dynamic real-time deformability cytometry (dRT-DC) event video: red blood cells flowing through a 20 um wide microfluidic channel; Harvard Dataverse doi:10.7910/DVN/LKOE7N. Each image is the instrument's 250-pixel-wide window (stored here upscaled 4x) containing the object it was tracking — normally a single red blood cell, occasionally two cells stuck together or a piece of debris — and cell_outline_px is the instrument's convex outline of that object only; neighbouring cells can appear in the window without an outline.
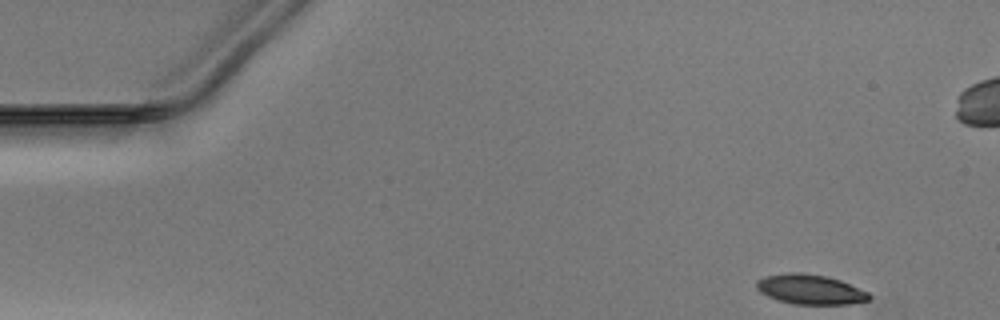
{"species": "Egyptian fruit bat (a non-hibernating species)", "species_latin": "Rousettus aegyptiacus", "temperature_condition": "warm", "stored_images_in_passage": 38, "camera_frame_rate_fps": 3000, "um_per_image_px": 0.085, "animal": {"sex": "male"}, "frame": {"image": 1, "passage_image": 1, "time_ms": 0.0, "image_size_px": [1000, 320], "cell_outline_px": [[872, 296], [868, 300], [848, 304], [792, 304], [768, 296], [760, 292], [756, 288], [756, 280], [764, 276], [788, 272], [800, 272], [828, 276], [840, 280], [868, 292]], "centroid_in_image_um": [68.85, 24.58], "position_along_channel_um": 16.2, "area_um2": 19.59}}
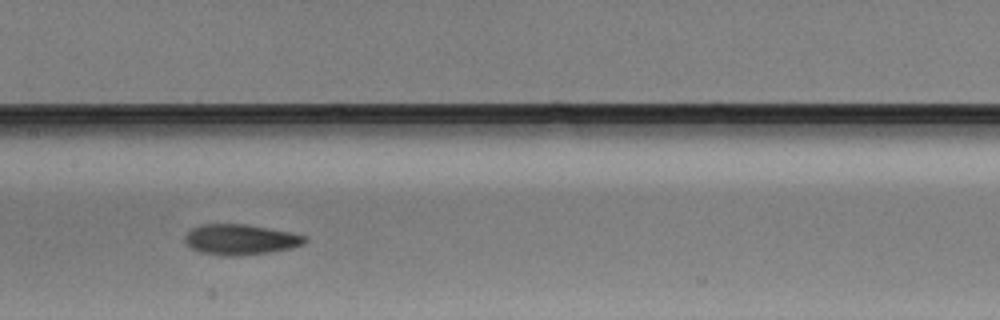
{"frame": {"image": 2, "passage_image": 22, "time_ms": 7.0, "image_size_px": [1000, 320], "cell_outline_px": [[308, 240], [304, 244], [292, 248], [244, 256], [220, 256], [200, 252], [192, 248], [184, 240], [184, 236], [192, 228], [200, 224], [248, 224], [288, 232], [304, 236]], "centroid_in_image_um": [20.41, 20.37], "position_along_channel_um": 187.0, "area_um2": 21.39}}
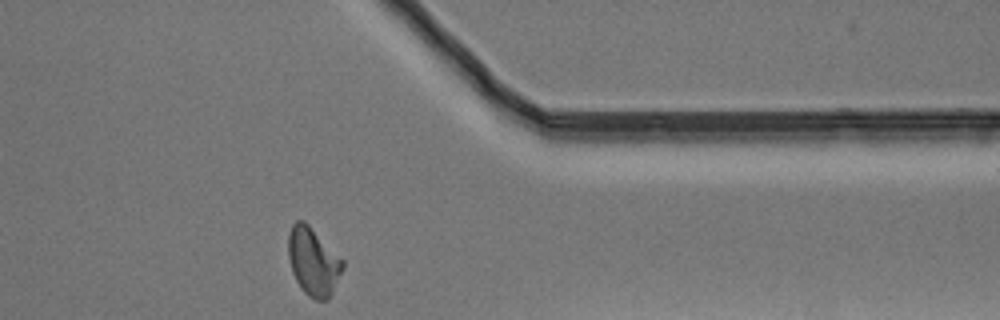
{"frame": {"image": 3, "passage_image": 38, "time_ms": 12.333, "image_size_px": [1000, 320], "cell_outline_px": [[344, 268], [328, 300], [316, 300], [308, 296], [304, 292], [296, 280], [292, 272], [288, 256], [288, 232], [292, 224], [296, 220], [304, 220], [344, 260]], "centroid_in_image_um": [26.62, 22.22], "position_along_channel_um": 384.8, "area_um2": 21.62}}